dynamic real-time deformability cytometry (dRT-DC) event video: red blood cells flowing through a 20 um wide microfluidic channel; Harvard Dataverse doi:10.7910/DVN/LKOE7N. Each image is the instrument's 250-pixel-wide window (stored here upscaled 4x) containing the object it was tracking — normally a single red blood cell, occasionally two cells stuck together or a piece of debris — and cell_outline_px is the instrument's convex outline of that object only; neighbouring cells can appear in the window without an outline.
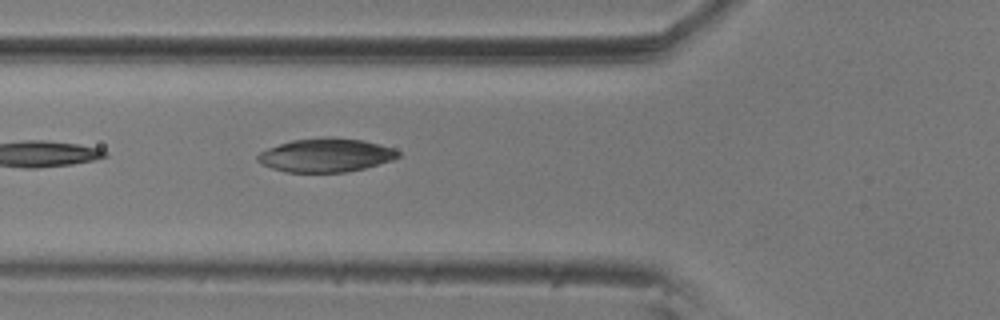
{"species": "common noctule bat (a hibernating species)", "species_latin": "Nyctalus noctula", "temperature_condition": "room temperature", "stored_images_in_passage": 3, "camera_frame_rate_fps": 3000, "um_per_image_px": 0.085, "animal": {"sex": "male", "body_mass_g": 20.5, "forearm_length_mm": 52.5}, "frame": {"image": 1, "passage_image": 3, "time_ms": 0.667, "image_size_px": [1000, 320], "cell_outline_px": [[400, 156], [392, 160], [364, 168], [344, 172], [284, 172], [272, 168], [256, 160], [256, 156], [260, 152], [268, 148], [292, 140], [328, 136], [364, 140], [392, 148], [400, 152]], "centroid_in_image_um": [27.69, 13.18], "position_along_channel_um": 98.1, "area_um2": 27.46}}